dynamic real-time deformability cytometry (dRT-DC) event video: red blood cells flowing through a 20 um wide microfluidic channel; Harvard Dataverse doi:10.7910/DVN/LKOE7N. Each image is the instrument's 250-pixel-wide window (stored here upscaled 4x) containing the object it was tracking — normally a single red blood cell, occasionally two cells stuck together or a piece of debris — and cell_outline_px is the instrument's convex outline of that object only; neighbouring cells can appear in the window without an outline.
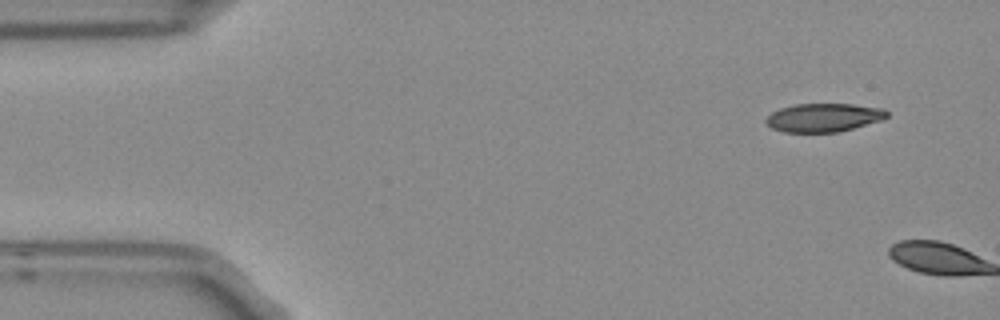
{"species": "Egyptian fruit bat (a non-hibernating species)", "species_latin": "Rousettus aegyptiacus", "temperature_condition": "room temperature", "stored_images_in_passage": 2, "camera_frame_rate_fps": 3000, "um_per_image_px": 0.085, "frame": {"image": 1, "passage_image": 1, "time_ms": 0.0, "image_size_px": [1000, 320], "cell_outline_px": [[888, 116], [880, 120], [852, 128], [836, 132], [784, 132], [772, 128], [764, 120], [772, 112], [780, 108], [796, 104], [852, 104], [884, 108], [888, 112]], "centroid_in_image_um": [70.0, 9.98], "position_along_channel_um": 15.0, "area_um2": 19.88}}